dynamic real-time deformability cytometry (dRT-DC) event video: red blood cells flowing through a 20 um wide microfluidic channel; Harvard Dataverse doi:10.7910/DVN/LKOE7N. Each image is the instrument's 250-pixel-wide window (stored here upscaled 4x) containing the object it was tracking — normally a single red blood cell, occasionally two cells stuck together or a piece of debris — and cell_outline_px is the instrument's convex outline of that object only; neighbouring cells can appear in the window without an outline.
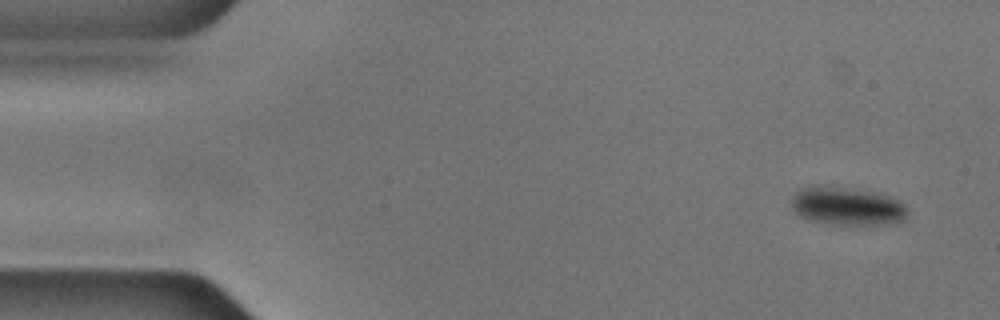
{"species": "common noctule bat (a hibernating species)", "species_latin": "Nyctalus noctula", "temperature_condition": "cold", "stored_images_in_passage": 54, "camera_frame_rate_fps": 3000, "um_per_image_px": 0.085, "animal": {"sex": "male", "body_mass_g": 17.9, "forearm_length_mm": 54.2}, "frame": {"image": 1, "passage_image": 1, "time_ms": 0.0, "image_size_px": [1000, 320], "cell_outline_px": [[908, 212], [904, 220], [888, 224], [832, 224], [808, 220], [800, 216], [792, 208], [792, 196], [800, 188], [840, 188], [872, 192], [888, 196], [900, 200], [904, 204]], "centroid_in_image_um": [72.03, 17.56], "position_along_channel_um": 13.0, "area_um2": 25.09}}
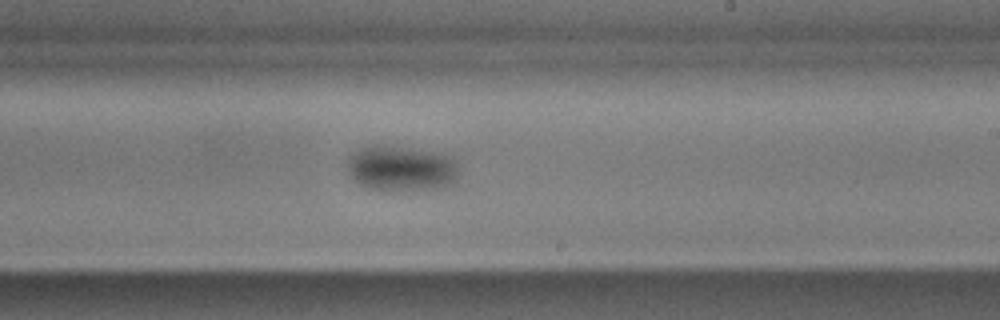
{"frame": {"image": 2, "passage_image": 30, "time_ms": 9.667, "image_size_px": [1000, 320], "cell_outline_px": [[460, 164], [456, 176], [448, 184], [424, 188], [372, 188], [360, 184], [348, 176], [348, 164], [356, 152], [360, 148], [372, 144], [380, 144], [408, 148], [456, 156]], "centroid_in_image_um": [34.12, 14.24], "position_along_channel_um": 254.9, "area_um2": 28.61}}
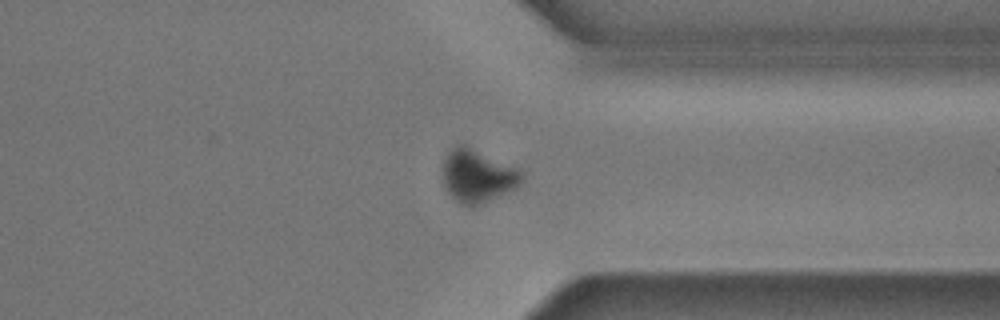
{"frame": {"image": 3, "passage_image": 40, "time_ms": 13.0, "image_size_px": [1000, 320], "cell_outline_px": [[524, 176], [520, 184], [472, 208], [456, 200], [444, 188], [440, 172], [444, 160], [448, 152], [456, 144], [464, 144], [520, 168]], "centroid_in_image_um": [40.54, 14.92], "position_along_channel_um": 370.9, "area_um2": 24.51}, "authors_computed_cell_mechanics": {"area_um2": 27.2527, "velocity_mm_per_s": 3.5598, "shape_relaxation_time_tau1_ms": 1.9271, "shape_relaxation_time_tau2_ms": null, "deformation_change_tau1": 0.0757, "deformation_change_tau2": null}}